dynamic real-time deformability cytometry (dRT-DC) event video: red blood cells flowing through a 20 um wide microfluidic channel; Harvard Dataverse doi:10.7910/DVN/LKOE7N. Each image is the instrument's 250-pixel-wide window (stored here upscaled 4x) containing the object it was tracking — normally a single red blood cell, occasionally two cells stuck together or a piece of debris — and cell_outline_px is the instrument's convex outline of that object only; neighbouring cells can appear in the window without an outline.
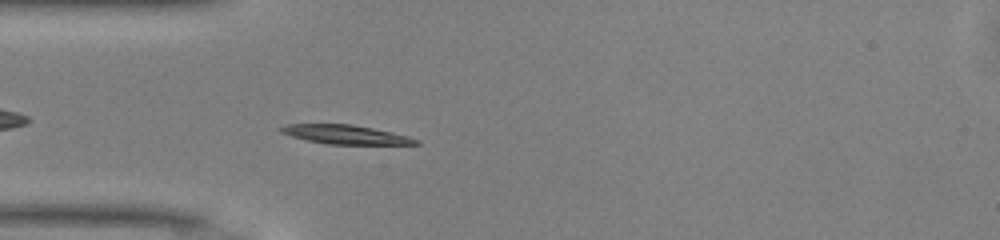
{"species": "common noctule bat (a hibernating species)", "species_latin": "Nyctalus noctula", "temperature_condition": "warm", "stored_images_in_passage": 39, "camera_frame_rate_fps": 3000, "um_per_image_px": 0.085, "animal": {"sex": "male", "body_mass_g": 13.0, "forearm_length_mm": 53.1}, "frame": {"image": 1, "passage_image": 4, "time_ms": 1.0, "image_size_px": [1000, 240], "cell_outline_px": [[420, 144], [328, 144], [308, 140], [292, 136], [280, 132], [280, 128], [288, 124], [352, 124], [392, 132], [408, 136], [420, 140]], "centroid_in_image_um": [29.4, 11.43], "position_along_channel_um": 55.6, "area_um2": 14.74}}
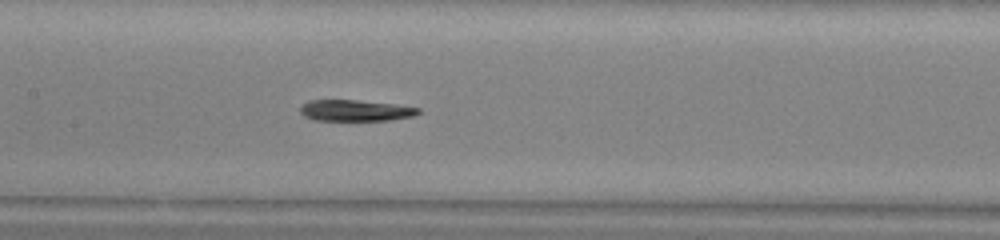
{"frame": {"image": 2, "passage_image": 13, "time_ms": 4.0, "image_size_px": [1000, 240], "cell_outline_px": [[420, 112], [416, 116], [392, 120], [312, 120], [304, 116], [300, 112], [300, 108], [308, 100], [356, 100], [392, 104], [420, 108]], "centroid_in_image_um": [30.22, 9.4], "position_along_channel_um": 177.2, "area_um2": 14.57}}
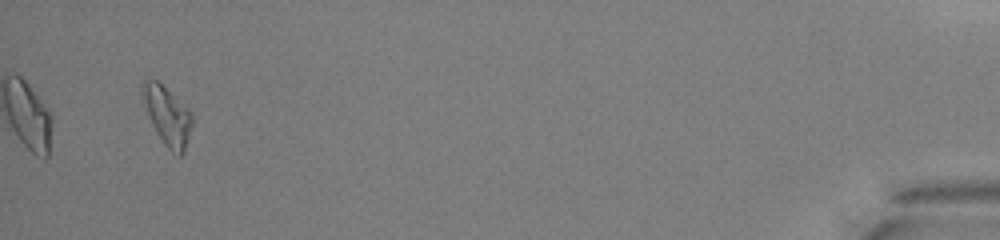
{"frame": {"image": 3, "passage_image": 37, "time_ms": 12.0, "image_size_px": [1000, 240], "cell_outline_px": [[192, 124], [184, 152], [180, 156], [176, 156], [164, 144], [152, 124], [140, 92], [140, 84], [144, 80], [156, 80], [188, 108], [192, 112]], "centroid_in_image_um": [14.22, 9.84], "position_along_channel_um": 421.0, "area_um2": 16.7}, "authors_computed_cell_mechanics": {"area_um2": 15.606, "velocity_mm_per_s": 4.1695, "shape_relaxation_time_tau1_ms": 5.4608, "shape_relaxation_time_tau2_ms": 7.2607, "deformation_change_tau1": 0.199, "deformation_change_tau2": 0.1277}}